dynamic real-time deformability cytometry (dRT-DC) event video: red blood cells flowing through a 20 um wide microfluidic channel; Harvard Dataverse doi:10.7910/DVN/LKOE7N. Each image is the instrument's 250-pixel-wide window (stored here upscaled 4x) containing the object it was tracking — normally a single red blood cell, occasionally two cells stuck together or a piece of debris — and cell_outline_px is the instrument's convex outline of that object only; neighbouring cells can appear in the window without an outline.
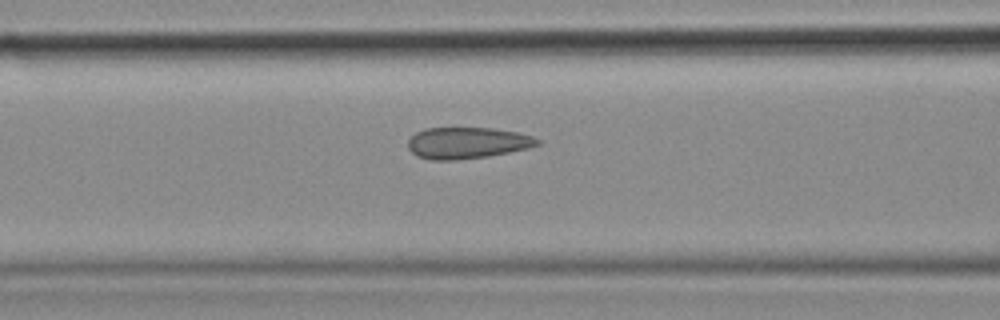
{"species": "common noctule bat (a hibernating species)", "species_latin": "Nyctalus noctula", "temperature_condition": "cold", "stored_images_in_passage": 20, "camera_frame_rate_fps": 3000, "um_per_image_px": 0.085, "animal": {"sex": "female", "body_mass_g": 18.4}, "frame": {"image": 1, "passage_image": 15, "time_ms": 4.667, "image_size_px": [1000, 320], "cell_outline_px": [[540, 144], [528, 148], [488, 156], [456, 160], [428, 160], [416, 156], [408, 148], [408, 140], [416, 132], [424, 128], [492, 128], [516, 132], [532, 136], [540, 140]], "centroid_in_image_um": [39.68, 12.15], "position_along_channel_um": 126.9, "area_um2": 23.7}}